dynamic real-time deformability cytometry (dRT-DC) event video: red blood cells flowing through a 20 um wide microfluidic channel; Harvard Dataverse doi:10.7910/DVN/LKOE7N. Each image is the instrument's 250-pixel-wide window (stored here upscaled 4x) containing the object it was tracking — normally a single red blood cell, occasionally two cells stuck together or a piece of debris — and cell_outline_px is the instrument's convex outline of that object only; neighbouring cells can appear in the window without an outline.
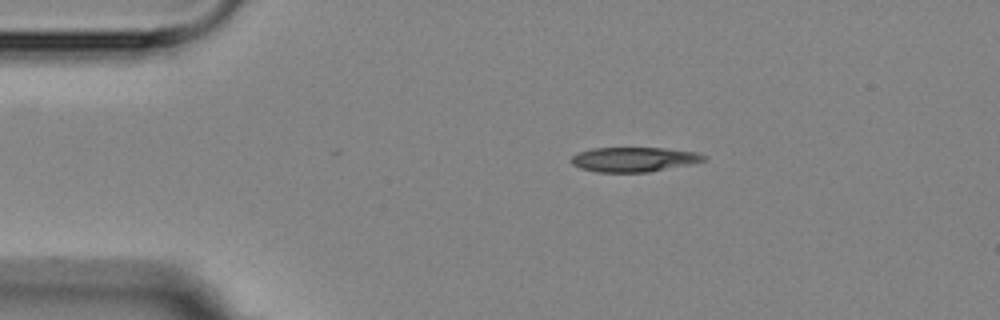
{"species": "Egyptian fruit bat (a non-hibernating species)", "species_latin": "Rousettus aegyptiacus", "temperature_condition": "room temperature", "stored_images_in_passage": 4, "camera_frame_rate_fps": 3000, "um_per_image_px": 0.085, "animal": {"sex": "female"}, "frame": {"image": 1, "passage_image": 2, "time_ms": 1.667, "image_size_px": [1000, 320], "cell_outline_px": [[708, 160], [648, 172], [596, 172], [580, 168], [572, 164], [568, 160], [572, 156], [580, 152], [592, 148], [664, 148], [696, 152], [704, 156]], "centroid_in_image_um": [53.83, 13.55], "position_along_channel_um": 31.2, "area_um2": 18.9}}